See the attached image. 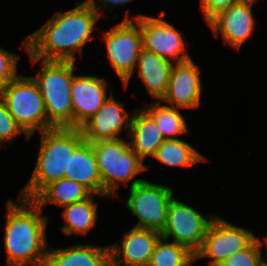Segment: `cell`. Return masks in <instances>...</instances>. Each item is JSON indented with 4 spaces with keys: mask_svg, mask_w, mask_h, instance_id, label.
<instances>
[{
    "mask_svg": "<svg viewBox=\"0 0 267 266\" xmlns=\"http://www.w3.org/2000/svg\"><path fill=\"white\" fill-rule=\"evenodd\" d=\"M23 50L34 66L41 62L37 73L32 76L44 99L48 121L54 127L73 128V110L70 96L77 63L74 61L41 60L27 51V36L22 40Z\"/></svg>",
    "mask_w": 267,
    "mask_h": 266,
    "instance_id": "277c9868",
    "label": "cell"
},
{
    "mask_svg": "<svg viewBox=\"0 0 267 266\" xmlns=\"http://www.w3.org/2000/svg\"><path fill=\"white\" fill-rule=\"evenodd\" d=\"M127 139L128 137L125 139L123 137L91 143L101 176L102 196L110 199L120 196V186L124 185L129 189L144 181L145 179L140 178L139 175L150 169L131 149Z\"/></svg>",
    "mask_w": 267,
    "mask_h": 266,
    "instance_id": "5b68a950",
    "label": "cell"
},
{
    "mask_svg": "<svg viewBox=\"0 0 267 266\" xmlns=\"http://www.w3.org/2000/svg\"><path fill=\"white\" fill-rule=\"evenodd\" d=\"M146 179L129 188L125 207L137 219L133 227L162 233L167 223L168 207L176 195L171 186Z\"/></svg>",
    "mask_w": 267,
    "mask_h": 266,
    "instance_id": "52a82bcc",
    "label": "cell"
},
{
    "mask_svg": "<svg viewBox=\"0 0 267 266\" xmlns=\"http://www.w3.org/2000/svg\"><path fill=\"white\" fill-rule=\"evenodd\" d=\"M109 81L97 75L74 74L70 96L73 128L80 129L108 99Z\"/></svg>",
    "mask_w": 267,
    "mask_h": 266,
    "instance_id": "9a60e30c",
    "label": "cell"
},
{
    "mask_svg": "<svg viewBox=\"0 0 267 266\" xmlns=\"http://www.w3.org/2000/svg\"><path fill=\"white\" fill-rule=\"evenodd\" d=\"M0 98L29 139L37 131L40 133L55 128L48 121L44 99L32 76L19 73L0 89Z\"/></svg>",
    "mask_w": 267,
    "mask_h": 266,
    "instance_id": "8992f818",
    "label": "cell"
},
{
    "mask_svg": "<svg viewBox=\"0 0 267 266\" xmlns=\"http://www.w3.org/2000/svg\"><path fill=\"white\" fill-rule=\"evenodd\" d=\"M159 17L144 14L129 16V10L122 21H135L141 28L143 48L173 63L186 62L192 57L188 53V41L183 38L184 32L164 19L165 10ZM183 32V33H182ZM187 44V45H186Z\"/></svg>",
    "mask_w": 267,
    "mask_h": 266,
    "instance_id": "9c48e42d",
    "label": "cell"
},
{
    "mask_svg": "<svg viewBox=\"0 0 267 266\" xmlns=\"http://www.w3.org/2000/svg\"><path fill=\"white\" fill-rule=\"evenodd\" d=\"M200 69L193 59L174 63L170 72L167 93L161 101L183 110L199 109L204 85Z\"/></svg>",
    "mask_w": 267,
    "mask_h": 266,
    "instance_id": "5bb4252c",
    "label": "cell"
},
{
    "mask_svg": "<svg viewBox=\"0 0 267 266\" xmlns=\"http://www.w3.org/2000/svg\"><path fill=\"white\" fill-rule=\"evenodd\" d=\"M261 251L259 245L255 240L246 249L236 252L230 257L226 258L219 266H259L261 261Z\"/></svg>",
    "mask_w": 267,
    "mask_h": 266,
    "instance_id": "4316f807",
    "label": "cell"
},
{
    "mask_svg": "<svg viewBox=\"0 0 267 266\" xmlns=\"http://www.w3.org/2000/svg\"><path fill=\"white\" fill-rule=\"evenodd\" d=\"M92 194L88 199L62 207L61 217L64 225L60 228L66 236H85L96 228L99 204Z\"/></svg>",
    "mask_w": 267,
    "mask_h": 266,
    "instance_id": "44dd1931",
    "label": "cell"
},
{
    "mask_svg": "<svg viewBox=\"0 0 267 266\" xmlns=\"http://www.w3.org/2000/svg\"><path fill=\"white\" fill-rule=\"evenodd\" d=\"M5 204V266H45L50 217L32 199L10 197Z\"/></svg>",
    "mask_w": 267,
    "mask_h": 266,
    "instance_id": "7a4b0ae2",
    "label": "cell"
},
{
    "mask_svg": "<svg viewBox=\"0 0 267 266\" xmlns=\"http://www.w3.org/2000/svg\"><path fill=\"white\" fill-rule=\"evenodd\" d=\"M239 0H200V10L206 24L218 13L229 8Z\"/></svg>",
    "mask_w": 267,
    "mask_h": 266,
    "instance_id": "f1b7e54d",
    "label": "cell"
},
{
    "mask_svg": "<svg viewBox=\"0 0 267 266\" xmlns=\"http://www.w3.org/2000/svg\"><path fill=\"white\" fill-rule=\"evenodd\" d=\"M39 148L32 175L17 195L33 199L45 186L69 174L70 153L85 141L80 129L55 127L38 133Z\"/></svg>",
    "mask_w": 267,
    "mask_h": 266,
    "instance_id": "3957f363",
    "label": "cell"
},
{
    "mask_svg": "<svg viewBox=\"0 0 267 266\" xmlns=\"http://www.w3.org/2000/svg\"><path fill=\"white\" fill-rule=\"evenodd\" d=\"M65 178L76 181L92 194L102 196V181L93 145L86 140L70 153L69 174Z\"/></svg>",
    "mask_w": 267,
    "mask_h": 266,
    "instance_id": "ffe728a7",
    "label": "cell"
},
{
    "mask_svg": "<svg viewBox=\"0 0 267 266\" xmlns=\"http://www.w3.org/2000/svg\"><path fill=\"white\" fill-rule=\"evenodd\" d=\"M217 215L202 214L191 204L174 197L168 207L167 223L161 237L186 246L194 254L200 249L208 227Z\"/></svg>",
    "mask_w": 267,
    "mask_h": 266,
    "instance_id": "8fae6325",
    "label": "cell"
},
{
    "mask_svg": "<svg viewBox=\"0 0 267 266\" xmlns=\"http://www.w3.org/2000/svg\"><path fill=\"white\" fill-rule=\"evenodd\" d=\"M98 14L83 0L70 10H57L44 25L27 35V51L41 60L74 61L99 22Z\"/></svg>",
    "mask_w": 267,
    "mask_h": 266,
    "instance_id": "6da1fadb",
    "label": "cell"
},
{
    "mask_svg": "<svg viewBox=\"0 0 267 266\" xmlns=\"http://www.w3.org/2000/svg\"><path fill=\"white\" fill-rule=\"evenodd\" d=\"M161 237L155 230L132 227L119 242L109 244L111 266H148L154 247Z\"/></svg>",
    "mask_w": 267,
    "mask_h": 266,
    "instance_id": "2e32d148",
    "label": "cell"
},
{
    "mask_svg": "<svg viewBox=\"0 0 267 266\" xmlns=\"http://www.w3.org/2000/svg\"><path fill=\"white\" fill-rule=\"evenodd\" d=\"M173 62L144 48L141 50L134 70L141 79L146 92L154 101H161L167 93Z\"/></svg>",
    "mask_w": 267,
    "mask_h": 266,
    "instance_id": "ac0fdd59",
    "label": "cell"
},
{
    "mask_svg": "<svg viewBox=\"0 0 267 266\" xmlns=\"http://www.w3.org/2000/svg\"><path fill=\"white\" fill-rule=\"evenodd\" d=\"M194 262L195 254L186 246L160 237L148 266H191Z\"/></svg>",
    "mask_w": 267,
    "mask_h": 266,
    "instance_id": "d4e9b609",
    "label": "cell"
},
{
    "mask_svg": "<svg viewBox=\"0 0 267 266\" xmlns=\"http://www.w3.org/2000/svg\"><path fill=\"white\" fill-rule=\"evenodd\" d=\"M92 193L76 181L61 178L45 186L32 200L43 211L47 204L59 208L88 199Z\"/></svg>",
    "mask_w": 267,
    "mask_h": 266,
    "instance_id": "7402d4cb",
    "label": "cell"
},
{
    "mask_svg": "<svg viewBox=\"0 0 267 266\" xmlns=\"http://www.w3.org/2000/svg\"><path fill=\"white\" fill-rule=\"evenodd\" d=\"M45 266H111L110 246L87 243L48 247Z\"/></svg>",
    "mask_w": 267,
    "mask_h": 266,
    "instance_id": "e0dca14e",
    "label": "cell"
},
{
    "mask_svg": "<svg viewBox=\"0 0 267 266\" xmlns=\"http://www.w3.org/2000/svg\"><path fill=\"white\" fill-rule=\"evenodd\" d=\"M20 57L19 54L7 51L2 46L0 47V89L19 74L17 65Z\"/></svg>",
    "mask_w": 267,
    "mask_h": 266,
    "instance_id": "83f0119b",
    "label": "cell"
},
{
    "mask_svg": "<svg viewBox=\"0 0 267 266\" xmlns=\"http://www.w3.org/2000/svg\"><path fill=\"white\" fill-rule=\"evenodd\" d=\"M131 149L143 160L152 158L165 141L155 120L142 108L133 110L127 136Z\"/></svg>",
    "mask_w": 267,
    "mask_h": 266,
    "instance_id": "d6986e66",
    "label": "cell"
},
{
    "mask_svg": "<svg viewBox=\"0 0 267 266\" xmlns=\"http://www.w3.org/2000/svg\"><path fill=\"white\" fill-rule=\"evenodd\" d=\"M256 240L251 229L237 226L219 214L210 223L200 249L195 253V262L208 259L209 266H219L236 252L249 247Z\"/></svg>",
    "mask_w": 267,
    "mask_h": 266,
    "instance_id": "30bf717a",
    "label": "cell"
},
{
    "mask_svg": "<svg viewBox=\"0 0 267 266\" xmlns=\"http://www.w3.org/2000/svg\"><path fill=\"white\" fill-rule=\"evenodd\" d=\"M258 2L239 0L214 16L207 26L216 38L221 36L226 46H230L238 52L255 33L257 21L253 6Z\"/></svg>",
    "mask_w": 267,
    "mask_h": 266,
    "instance_id": "7c38bea8",
    "label": "cell"
},
{
    "mask_svg": "<svg viewBox=\"0 0 267 266\" xmlns=\"http://www.w3.org/2000/svg\"><path fill=\"white\" fill-rule=\"evenodd\" d=\"M92 7V9L101 18L104 13H113L114 8L127 6V4L133 0H86ZM102 10V11H101ZM103 10H106L105 12ZM104 12V13H103Z\"/></svg>",
    "mask_w": 267,
    "mask_h": 266,
    "instance_id": "f546056e",
    "label": "cell"
},
{
    "mask_svg": "<svg viewBox=\"0 0 267 266\" xmlns=\"http://www.w3.org/2000/svg\"><path fill=\"white\" fill-rule=\"evenodd\" d=\"M259 266H267V265L264 264L263 262H261V263L259 264Z\"/></svg>",
    "mask_w": 267,
    "mask_h": 266,
    "instance_id": "1f68e13d",
    "label": "cell"
},
{
    "mask_svg": "<svg viewBox=\"0 0 267 266\" xmlns=\"http://www.w3.org/2000/svg\"><path fill=\"white\" fill-rule=\"evenodd\" d=\"M141 106L155 120L165 140L180 139V136L190 132L187 120L181 113L183 109L152 99L150 103Z\"/></svg>",
    "mask_w": 267,
    "mask_h": 266,
    "instance_id": "cb8c5ba5",
    "label": "cell"
},
{
    "mask_svg": "<svg viewBox=\"0 0 267 266\" xmlns=\"http://www.w3.org/2000/svg\"><path fill=\"white\" fill-rule=\"evenodd\" d=\"M111 90L102 107L80 128L87 142L116 140L129 135L133 111L125 109L124 102L118 100Z\"/></svg>",
    "mask_w": 267,
    "mask_h": 266,
    "instance_id": "4fadbf2b",
    "label": "cell"
},
{
    "mask_svg": "<svg viewBox=\"0 0 267 266\" xmlns=\"http://www.w3.org/2000/svg\"><path fill=\"white\" fill-rule=\"evenodd\" d=\"M152 159L166 166L184 169L208 161L207 156L205 157L193 145L181 138L165 140Z\"/></svg>",
    "mask_w": 267,
    "mask_h": 266,
    "instance_id": "603a6c76",
    "label": "cell"
},
{
    "mask_svg": "<svg viewBox=\"0 0 267 266\" xmlns=\"http://www.w3.org/2000/svg\"><path fill=\"white\" fill-rule=\"evenodd\" d=\"M20 135H24L26 142H29V136L16 123L0 98V149H6L7 144H12Z\"/></svg>",
    "mask_w": 267,
    "mask_h": 266,
    "instance_id": "484cf974",
    "label": "cell"
},
{
    "mask_svg": "<svg viewBox=\"0 0 267 266\" xmlns=\"http://www.w3.org/2000/svg\"><path fill=\"white\" fill-rule=\"evenodd\" d=\"M102 33L107 60L126 91L143 49L141 28L135 21H120Z\"/></svg>",
    "mask_w": 267,
    "mask_h": 266,
    "instance_id": "ba28073f",
    "label": "cell"
},
{
    "mask_svg": "<svg viewBox=\"0 0 267 266\" xmlns=\"http://www.w3.org/2000/svg\"><path fill=\"white\" fill-rule=\"evenodd\" d=\"M256 241L259 245V249L261 251V261L267 265V234L263 235V237L260 238V236H256ZM265 248V250H263ZM263 251H265L266 254H263ZM264 255L266 257H264Z\"/></svg>",
    "mask_w": 267,
    "mask_h": 266,
    "instance_id": "4dcf8cb0",
    "label": "cell"
}]
</instances>
